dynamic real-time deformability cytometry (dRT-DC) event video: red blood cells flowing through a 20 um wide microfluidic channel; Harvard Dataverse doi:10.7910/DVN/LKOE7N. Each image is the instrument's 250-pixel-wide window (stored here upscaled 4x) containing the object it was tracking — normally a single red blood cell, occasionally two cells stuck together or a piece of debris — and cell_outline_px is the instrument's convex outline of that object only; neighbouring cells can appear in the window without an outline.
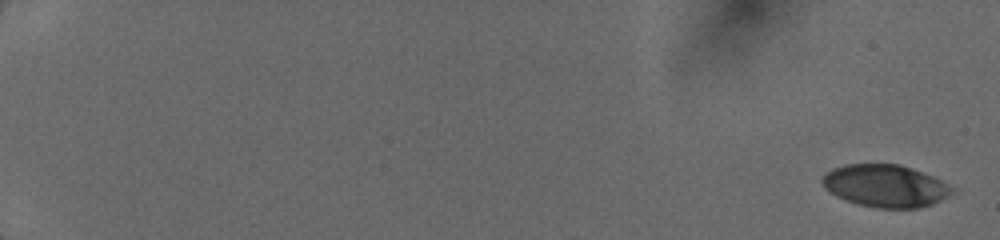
{"species": "human", "species_latin": "Homo sapiens", "temperature_condition": "cold", "stored_images_in_passage": 13, "camera_frame_rate_fps": 3000, "um_per_image_px": 0.085, "donor": {"sex": "female"}, "frame": {"image": 1, "passage_image": 1, "time_ms": 0.0, "image_size_px": [1000, 240], "cell_outline_px": [[956, 192], [932, 204], [920, 208], [876, 208], [856, 204], [844, 200], [836, 196], [824, 188], [820, 180], [832, 168], [844, 164], [900, 164], [912, 168], [932, 176], [948, 184]], "centroid_in_image_um": [75.23, 15.8], "position_along_channel_um": 9.8, "area_um2": 32.25}}
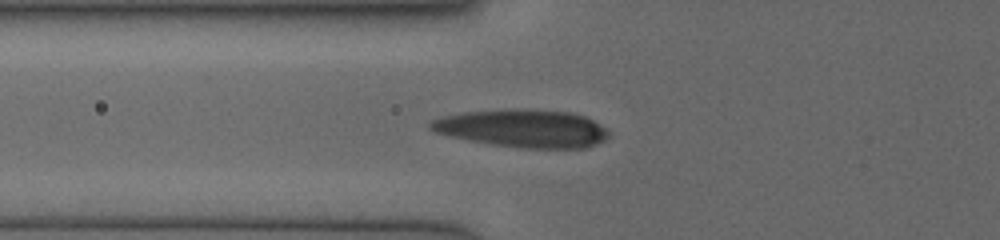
{"frame": {"image": 2, "passage_image": 11, "time_ms": 7.0, "image_size_px": [1000, 240], "cell_outline_px": [[612, 136], [588, 148], [520, 148], [488, 144], [448, 136], [436, 132], [428, 128], [428, 124], [432, 120], [444, 116], [464, 112], [512, 108], [568, 112], [584, 116], [600, 124]], "centroid_in_image_um": [44.42, 10.92], "position_along_channel_um": 81.4, "area_um2": 39.48}}
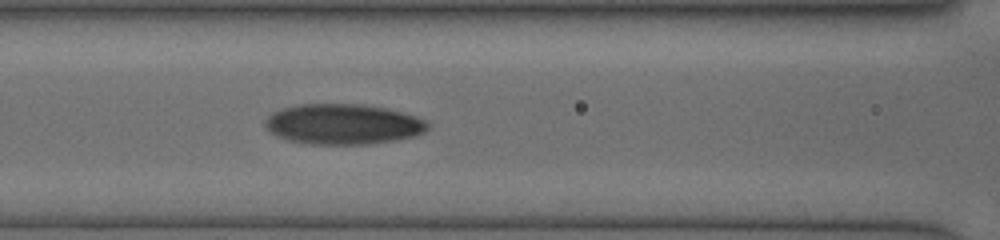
{"frame": {"image": 3, "passage_image": 13, "time_ms": 8.333, "image_size_px": [1000, 240], "cell_outline_px": [[432, 124], [424, 132], [416, 136], [396, 140], [368, 144], [312, 144], [288, 140], [276, 136], [264, 128], [264, 124], [268, 116], [272, 112], [284, 108], [300, 104], [360, 104], [384, 108], [400, 112], [424, 120]], "centroid_in_image_um": [29.14, 10.56], "position_along_channel_um": 137.5, "area_um2": 38.21}}